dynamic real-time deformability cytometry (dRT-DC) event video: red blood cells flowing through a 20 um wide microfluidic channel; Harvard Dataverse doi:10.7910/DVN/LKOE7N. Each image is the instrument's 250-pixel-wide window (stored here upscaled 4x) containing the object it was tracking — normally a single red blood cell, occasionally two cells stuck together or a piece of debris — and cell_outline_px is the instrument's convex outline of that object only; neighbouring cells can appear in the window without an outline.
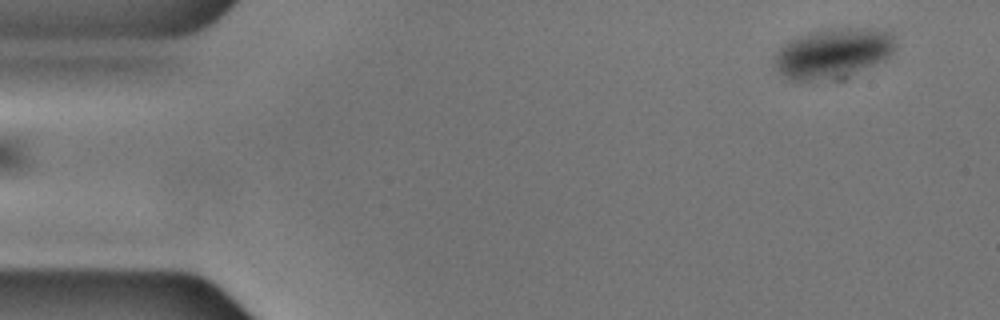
{"species": "common noctule bat (a hibernating species)", "species_latin": "Nyctalus noctula", "temperature_condition": "cold", "stored_images_in_passage": 53, "camera_frame_rate_fps": 3000, "um_per_image_px": 0.085, "animal": {"sex": "male", "body_mass_g": 17.9, "forearm_length_mm": 54.2}, "frame": {"image": 1, "passage_image": 1, "time_ms": 0.0, "image_size_px": [1000, 320], "cell_outline_px": [[896, 48], [884, 60], [844, 80], [792, 80], [784, 76], [776, 68], [776, 56], [780, 48], [792, 40], [800, 36], [812, 32], [832, 28], [872, 28], [888, 32], [892, 36], [896, 44]], "centroid_in_image_um": [70.87, 4.55], "position_along_channel_um": 14.1, "area_um2": 35.14}}
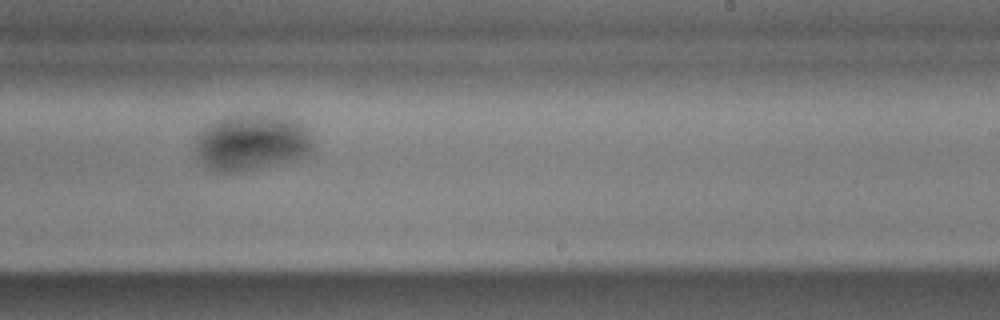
{"frame": {"image": 2, "passage_image": 31, "time_ms": 10.0, "image_size_px": [1000, 320], "cell_outline_px": [[308, 152], [304, 156], [260, 168], [240, 172], [224, 172], [212, 168], [200, 156], [196, 144], [208, 128], [212, 124], [228, 116], [268, 116], [296, 120], [304, 128], [308, 136]], "centroid_in_image_um": [21.42, 12.14], "position_along_channel_um": 267.6, "area_um2": 35.84}}
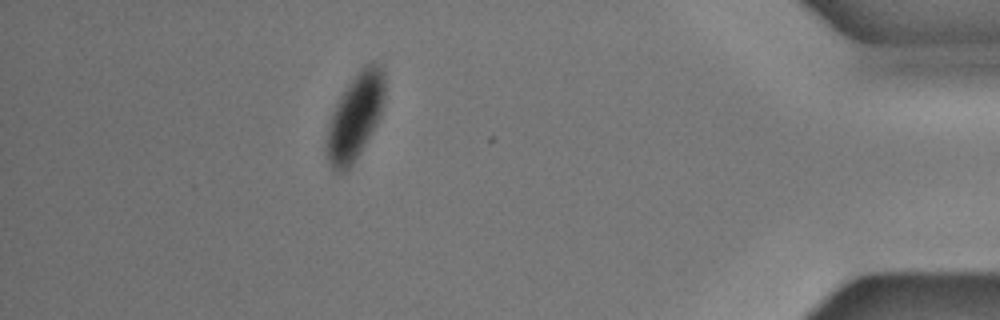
{"frame": {"image": 3, "passage_image": 47, "time_ms": 15.333, "image_size_px": [1000, 320], "cell_outline_px": [[384, 96], [380, 116], [376, 124], [360, 152], [352, 164], [344, 172], [336, 172], [332, 168], [328, 160], [324, 148], [324, 140], [332, 112], [344, 88], [356, 72], [372, 60], [380, 64], [384, 72]], "centroid_in_image_um": [30.16, 9.9], "position_along_channel_um": 405.0, "area_um2": 29.3}}